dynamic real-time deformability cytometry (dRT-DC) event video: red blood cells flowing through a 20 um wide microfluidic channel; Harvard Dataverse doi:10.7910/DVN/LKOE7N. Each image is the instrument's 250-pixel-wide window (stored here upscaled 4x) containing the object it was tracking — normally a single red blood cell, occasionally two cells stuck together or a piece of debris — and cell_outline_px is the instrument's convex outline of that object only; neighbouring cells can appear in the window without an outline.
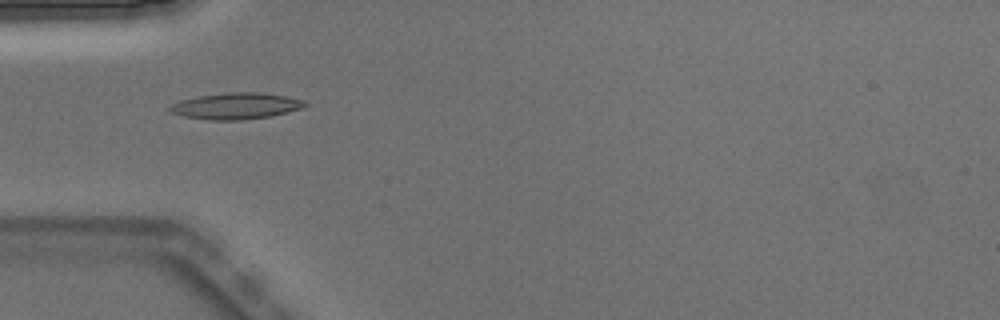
{"species": "Egyptian fruit bat (a non-hibernating species)", "species_latin": "Rousettus aegyptiacus", "temperature_condition": "warm", "stored_images_in_passage": 5, "camera_frame_rate_fps": 3000, "um_per_image_px": 0.085, "animal": {"sex": "male"}, "frame": {"image": 1, "passage_image": 2, "time_ms": 0.333, "image_size_px": [1000, 320], "cell_outline_px": [[308, 104], [304, 108], [272, 116], [244, 120], [208, 120], [184, 116], [168, 112], [168, 108], [172, 104], [180, 100], [200, 96], [228, 92], [260, 92], [284, 96], [304, 100]], "centroid_in_image_um": [20.07, 9.01], "position_along_channel_um": 64.9, "area_um2": 20.87}}
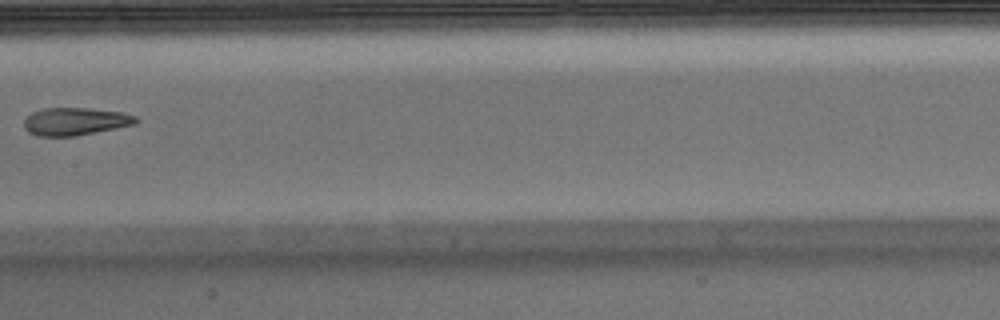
{"frame": {"image": 2, "passage_image": 5, "time_ms": 1.333, "image_size_px": [1000, 320], "cell_outline_px": [[140, 120], [136, 124], [76, 136], [40, 136], [28, 132], [24, 128], [24, 120], [32, 112], [44, 108], [88, 108], [120, 112], [136, 116]], "centroid_in_image_um": [6.4, 10.32], "position_along_channel_um": 201.0, "area_um2": 18.03}}